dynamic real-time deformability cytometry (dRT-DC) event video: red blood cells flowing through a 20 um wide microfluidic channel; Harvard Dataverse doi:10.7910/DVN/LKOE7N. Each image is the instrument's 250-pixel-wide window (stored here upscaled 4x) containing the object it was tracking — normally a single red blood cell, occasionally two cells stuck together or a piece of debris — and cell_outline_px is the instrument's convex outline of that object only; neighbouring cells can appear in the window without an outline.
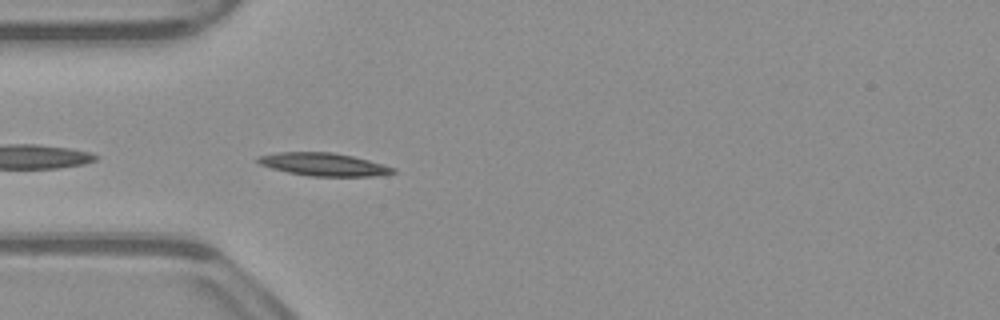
{"species": "common noctule bat (a hibernating species)", "species_latin": "Nyctalus noctula", "temperature_condition": "warm", "stored_images_in_passage": 30, "camera_frame_rate_fps": 3000, "um_per_image_px": 0.085, "animal": {"sex": "male", "body_mass_g": 23.1, "forearm_length_mm": 52.7}, "frame": {"image": 1, "passage_image": 2, "time_ms": 0.333, "image_size_px": [1000, 320], "cell_outline_px": [[396, 172], [372, 176], [308, 176], [288, 172], [272, 168], [260, 164], [256, 160], [256, 156], [280, 152], [332, 152], [352, 156], [384, 164], [396, 168]], "centroid_in_image_um": [27.5, 13.97], "position_along_channel_um": 57.5, "area_um2": 17.98}}
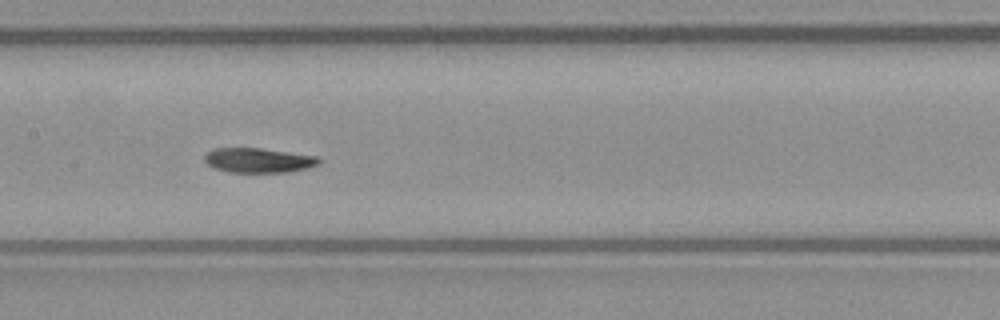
{"frame": {"image": 2, "passage_image": 12, "time_ms": 3.667, "image_size_px": [1000, 320], "cell_outline_px": [[320, 164], [308, 168], [288, 172], [228, 172], [216, 168], [208, 164], [204, 160], [204, 156], [208, 152], [216, 148], [260, 148], [316, 156], [320, 160]], "centroid_in_image_um": [21.98, 13.63], "position_along_channel_um": 185.4, "area_um2": 16.3}}
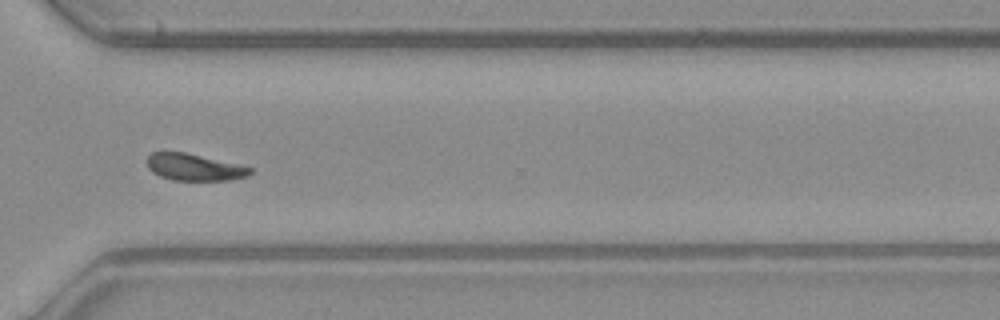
{"frame": {"image": 3, "passage_image": 25, "time_ms": 8.0, "image_size_px": [1000, 320], "cell_outline_px": [[252, 172], [248, 176], [232, 180], [172, 180], [160, 176], [152, 172], [148, 168], [148, 156], [152, 152], [184, 152], [236, 164], [252, 168]], "centroid_in_image_um": [16.5, 14.22], "position_along_channel_um": 354.1, "area_um2": 15.9}, "authors_computed_cell_mechanics": {"area_um2": 16.9932, "velocity_mm_per_s": 3.8938, "shape_relaxation_time_tau1_ms": 6.0022, "shape_relaxation_time_tau2_ms": 3.7878, "deformation_change_tau1": 0.1842, "deformation_change_tau2": 0.0892}}